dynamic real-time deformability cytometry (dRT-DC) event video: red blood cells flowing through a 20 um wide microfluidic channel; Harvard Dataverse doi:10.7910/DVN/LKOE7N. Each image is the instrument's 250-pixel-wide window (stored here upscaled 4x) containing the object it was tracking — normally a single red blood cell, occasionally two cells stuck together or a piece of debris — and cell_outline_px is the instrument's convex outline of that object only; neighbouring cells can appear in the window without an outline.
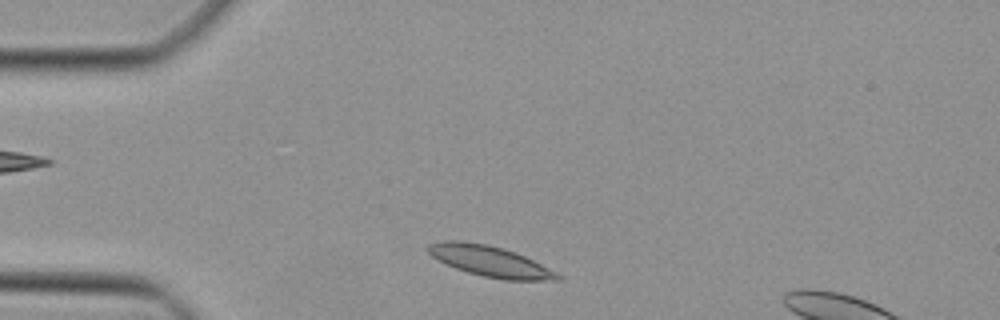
{"species": "Egyptian fruit bat (a non-hibernating species)", "species_latin": "Rousettus aegyptiacus", "temperature_condition": "cold", "stored_images_in_passage": 39, "camera_frame_rate_fps": 3000, "um_per_image_px": 0.085, "animal": {"sex": "female"}, "frame": {"image": 1, "passage_image": 2, "time_ms": 0.333, "image_size_px": [1000, 320], "cell_outline_px": [[564, 280], [504, 280], [484, 276], [468, 272], [456, 268], [432, 256], [424, 248], [428, 244], [444, 240], [460, 240], [488, 244], [504, 248], [516, 252], [564, 276]], "centroid_in_image_um": [41.66, 22.19], "position_along_channel_um": 43.3, "area_um2": 23.18}}
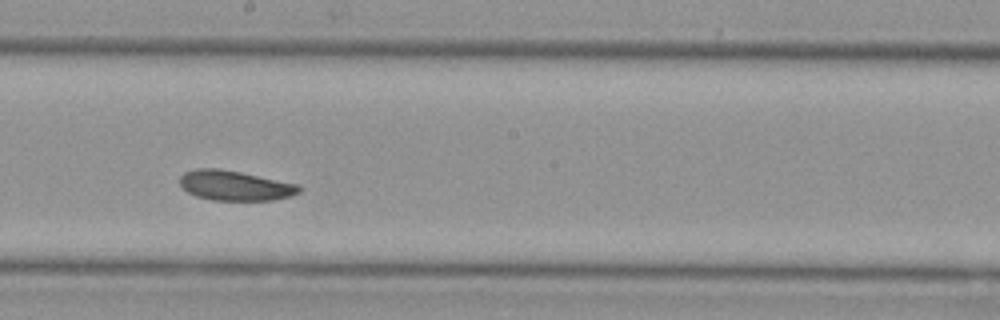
{"frame": {"image": 2, "passage_image": 17, "time_ms": 5.333, "image_size_px": [1000, 320], "cell_outline_px": [[300, 192], [288, 196], [272, 200], [212, 200], [196, 196], [188, 192], [180, 184], [180, 176], [184, 172], [196, 168], [216, 168], [240, 172], [300, 184]], "centroid_in_image_um": [19.96, 15.76], "position_along_channel_um": 228.2, "area_um2": 20.69}}
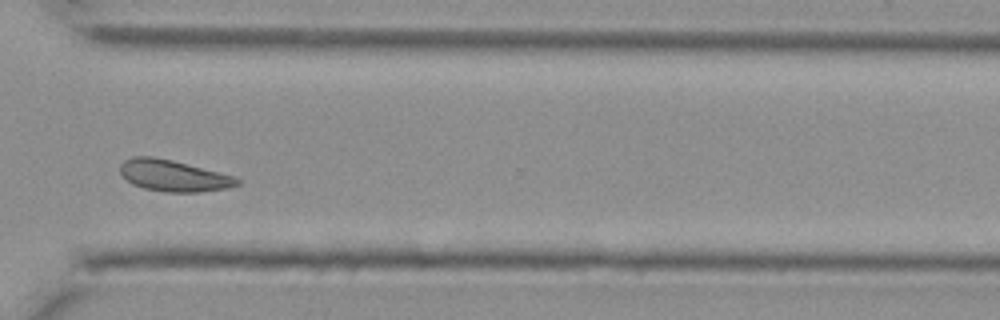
{"frame": {"image": 3, "passage_image": 26, "time_ms": 8.333, "image_size_px": [1000, 320], "cell_outline_px": [[240, 184], [228, 188], [200, 192], [164, 192], [144, 188], [132, 184], [120, 172], [120, 164], [124, 160], [132, 156], [152, 156], [172, 160], [236, 176], [240, 180]], "centroid_in_image_um": [14.76, 14.93], "position_along_channel_um": 355.8, "area_um2": 21.5}}